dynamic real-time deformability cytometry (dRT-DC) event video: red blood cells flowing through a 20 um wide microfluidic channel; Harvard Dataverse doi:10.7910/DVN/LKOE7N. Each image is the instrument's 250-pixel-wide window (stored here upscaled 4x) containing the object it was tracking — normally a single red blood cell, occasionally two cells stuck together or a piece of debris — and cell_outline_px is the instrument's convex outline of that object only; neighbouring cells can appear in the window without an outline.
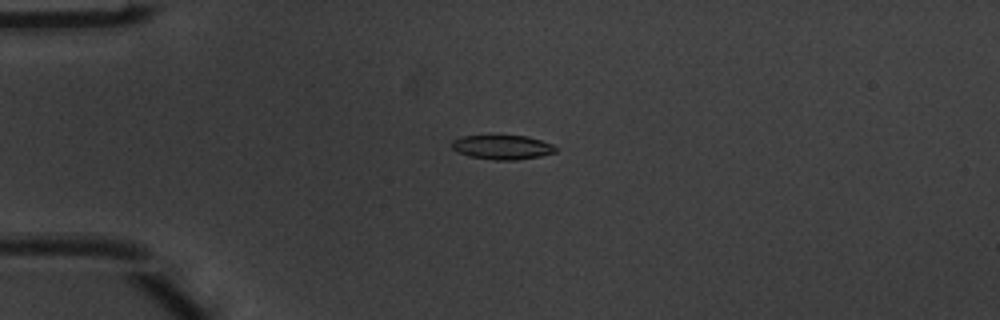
{"species": "common noctule bat (a hibernating species)", "species_latin": "Nyctalus noctula", "temperature_condition": "warm", "stored_images_in_passage": 5, "camera_frame_rate_fps": 3000, "um_per_image_px": 0.085, "animal": {"sex": "male", "body_mass_g": 20.1, "forearm_length_mm": 53.5}, "frame": {"image": 1, "passage_image": 4, "time_ms": 1.0, "image_size_px": [1000, 320], "cell_outline_px": [[556, 152], [540, 156], [516, 160], [496, 160], [468, 156], [456, 152], [452, 148], [452, 140], [460, 136], [528, 136], [552, 144], [556, 148]], "centroid_in_image_um": [42.67, 12.52], "position_along_channel_um": 42.3, "area_um2": 14.68}}